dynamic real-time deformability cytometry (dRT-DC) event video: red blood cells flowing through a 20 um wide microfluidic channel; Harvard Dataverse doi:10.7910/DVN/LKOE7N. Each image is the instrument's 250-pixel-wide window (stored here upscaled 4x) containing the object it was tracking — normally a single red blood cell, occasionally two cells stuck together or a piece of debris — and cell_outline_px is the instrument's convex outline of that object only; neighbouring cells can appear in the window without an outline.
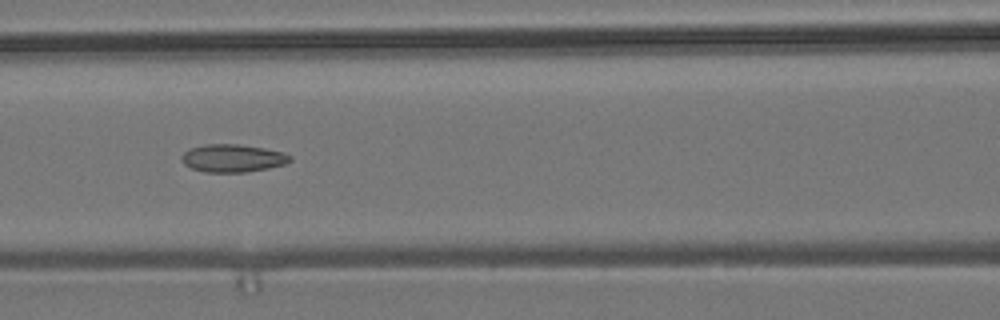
{"species": "common noctule bat (a hibernating species)", "species_latin": "Nyctalus noctula", "temperature_condition": "room temperature", "stored_images_in_passage": 8, "segment_of_instrument_passage": [1, 2], "camera_frame_rate_fps": 3000, "um_per_image_px": 0.085, "animal": {"sex": "male", "body_mass_g": 19.2, "forearm_length_mm": 51.8}, "frame": {"image": 1, "passage_image": 6, "time_ms": 6.667, "image_size_px": [1000, 320], "cell_outline_px": [[292, 160], [284, 164], [268, 168], [244, 172], [204, 172], [192, 168], [184, 164], [184, 152], [188, 148], [204, 144], [240, 144], [264, 148], [284, 152], [292, 156]], "centroid_in_image_um": [19.81, 13.43], "position_along_channel_um": 146.8, "area_um2": 17.51}}
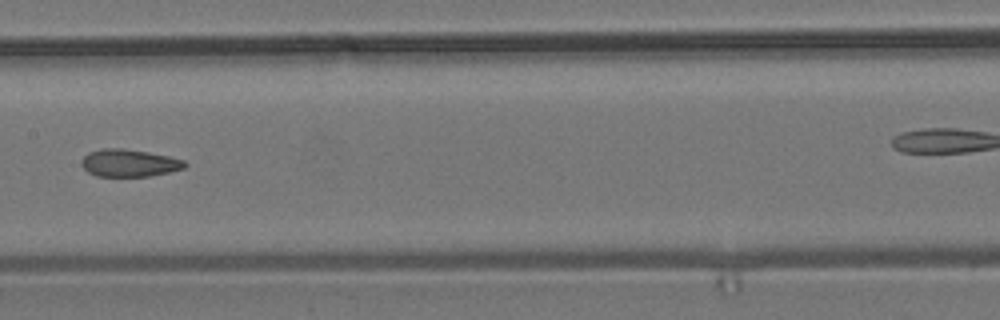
{"frame": {"image": 2, "passage_image": 7, "time_ms": 8.0, "image_size_px": [1000, 320], "cell_outline_px": [[188, 164], [184, 168], [168, 172], [148, 176], [96, 176], [88, 172], [80, 164], [80, 160], [88, 152], [104, 148], [124, 148], [148, 152], [168, 156], [184, 160]], "centroid_in_image_um": [10.95, 13.85], "position_along_channel_um": 196.4, "area_um2": 16.53}}